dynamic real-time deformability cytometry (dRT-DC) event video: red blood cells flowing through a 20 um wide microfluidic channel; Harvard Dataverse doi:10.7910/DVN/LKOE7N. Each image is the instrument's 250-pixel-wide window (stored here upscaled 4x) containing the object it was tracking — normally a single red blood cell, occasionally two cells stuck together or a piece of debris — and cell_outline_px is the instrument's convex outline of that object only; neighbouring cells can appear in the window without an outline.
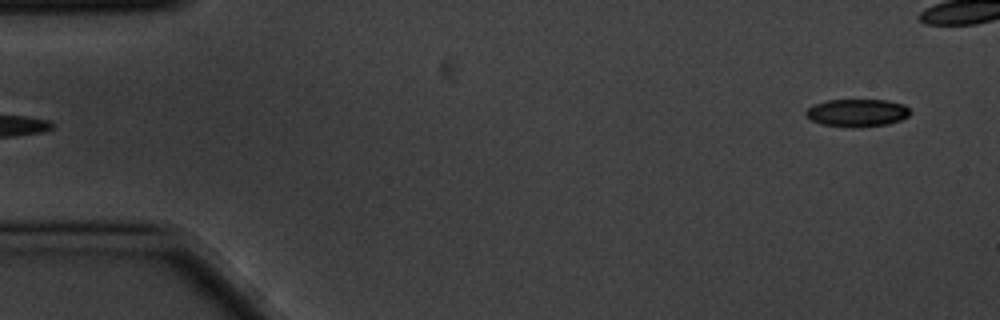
{"species": "common noctule bat (a hibernating species)", "species_latin": "Nyctalus noctula", "temperature_condition": "cold", "stored_images_in_passage": 6, "segment_of_instrument_passage": [2, 2], "camera_frame_rate_fps": 3000, "um_per_image_px": 0.085, "animal": {"sex": "male", "body_mass_g": 20.1, "forearm_length_mm": 53.5}, "frame": {"image": 1, "passage_image": 6, "time_ms": 1.667, "image_size_px": [1000, 320], "cell_outline_px": [[912, 112], [908, 116], [900, 120], [888, 124], [852, 128], [820, 124], [812, 120], [804, 112], [812, 104], [824, 100], [888, 100], [904, 104]], "centroid_in_image_um": [72.85, 9.58], "position_along_channel_um": 12.2, "area_um2": 16.99}}